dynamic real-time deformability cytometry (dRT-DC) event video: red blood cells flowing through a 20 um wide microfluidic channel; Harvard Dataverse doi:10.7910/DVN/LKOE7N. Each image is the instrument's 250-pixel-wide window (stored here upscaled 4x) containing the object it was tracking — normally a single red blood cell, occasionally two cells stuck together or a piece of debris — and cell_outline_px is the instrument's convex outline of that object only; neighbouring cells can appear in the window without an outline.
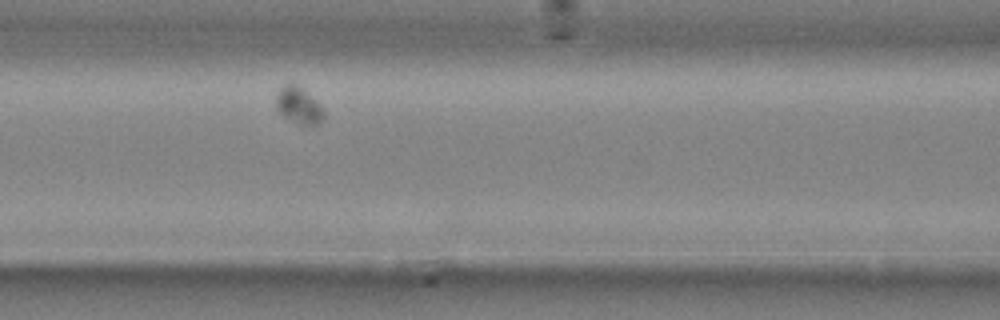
{"species": "common noctule bat (a hibernating species)", "species_latin": "Nyctalus noctula", "temperature_condition": "cold", "stored_images_in_passage": 30, "camera_frame_rate_fps": 3000, "um_per_image_px": 0.085, "animal": {"sex": "male", "body_mass_g": 20.4}, "frame": {"image": 1, "passage_image": 10, "time_ms": 3.0, "image_size_px": [1000, 320], "cell_outline_px": [[324, 120], [316, 124], [300, 124], [284, 116], [276, 108], [276, 96], [284, 84], [296, 84], [304, 88], [324, 108]], "centroid_in_image_um": [25.42, 8.94], "position_along_channel_um": 141.2, "area_um2": 10.12}}
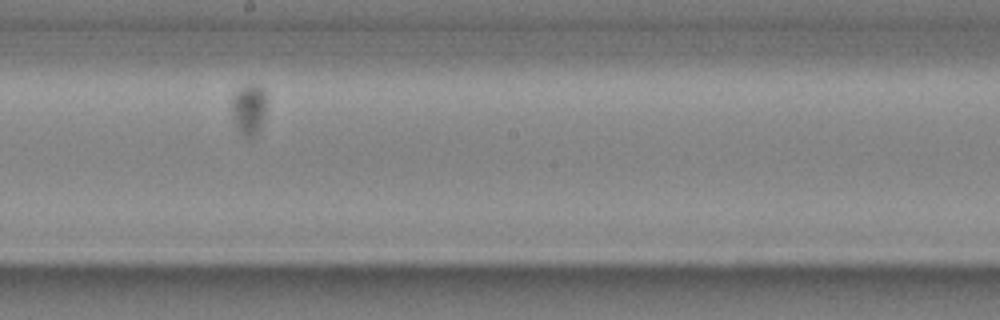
{"frame": {"image": 2, "passage_image": 17, "time_ms": 5.333, "image_size_px": [1000, 320], "cell_outline_px": [[268, 100], [264, 116], [260, 128], [248, 140], [240, 136], [236, 128], [232, 116], [232, 96], [244, 84], [260, 84], [264, 88]], "centroid_in_image_um": [21.17, 9.28], "position_along_channel_um": 227.0, "area_um2": 10.87}}
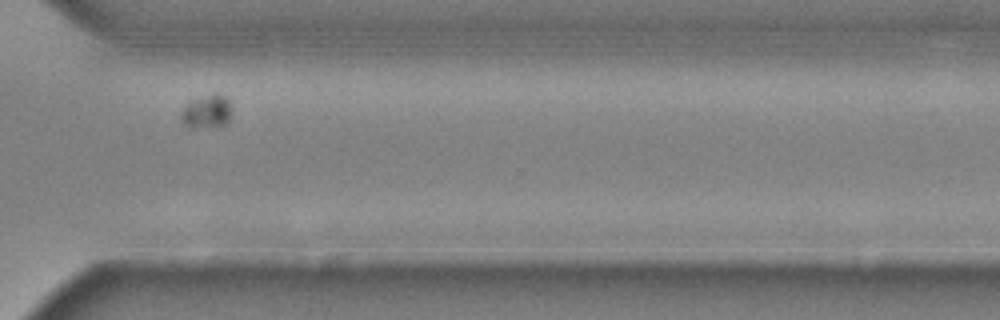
{"frame": {"image": 3, "passage_image": 27, "time_ms": 8.667, "image_size_px": [1000, 320], "cell_outline_px": [[232, 108], [228, 124], [192, 128], [188, 128], [180, 120], [180, 112], [184, 104], [188, 100], [212, 92], [216, 92], [224, 96], [228, 100]], "centroid_in_image_um": [17.53, 9.44], "position_along_channel_um": 353.1, "area_um2": 10.35}, "authors_computed_cell_mechanics": {"area_um2": 10.0572, "velocity_mm_per_s": 3.7071, "shape_relaxation_time_tau1_ms": 0.5863, "shape_relaxation_time_tau2_ms": null, "deformation_change_tau1": 0.0174, "deformation_change_tau2": null}}